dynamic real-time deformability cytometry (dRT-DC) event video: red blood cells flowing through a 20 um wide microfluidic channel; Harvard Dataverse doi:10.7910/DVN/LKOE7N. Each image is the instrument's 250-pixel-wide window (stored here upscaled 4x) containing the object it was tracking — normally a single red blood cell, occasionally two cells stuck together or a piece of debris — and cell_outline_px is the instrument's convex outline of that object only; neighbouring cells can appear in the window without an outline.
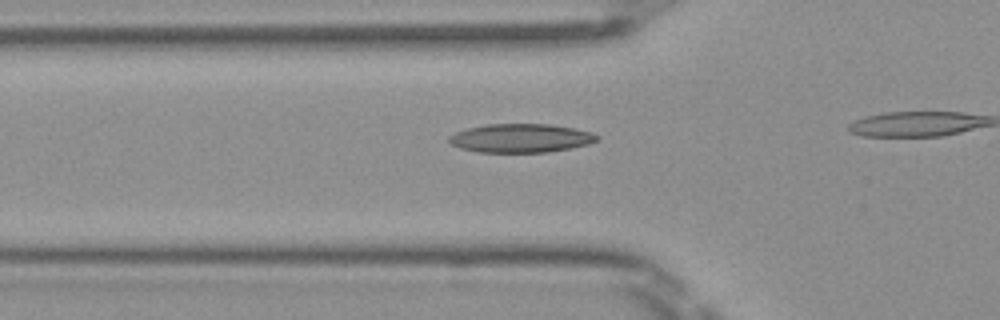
{"species": "Egyptian fruit bat (a non-hibernating species)", "species_latin": "Rousettus aegyptiacus", "temperature_condition": "room temperature", "stored_images_in_passage": 13, "camera_frame_rate_fps": 3000, "um_per_image_px": 0.085, "frame": {"image": 1, "passage_image": 8, "time_ms": 2.333, "image_size_px": [1000, 320], "cell_outline_px": [[600, 140], [588, 144], [572, 148], [548, 152], [476, 152], [460, 148], [452, 144], [448, 140], [448, 136], [456, 132], [468, 128], [484, 124], [548, 124], [572, 128], [592, 132], [600, 136]], "centroid_in_image_um": [44.28, 11.74], "position_along_channel_um": 81.5, "area_um2": 24.85}}
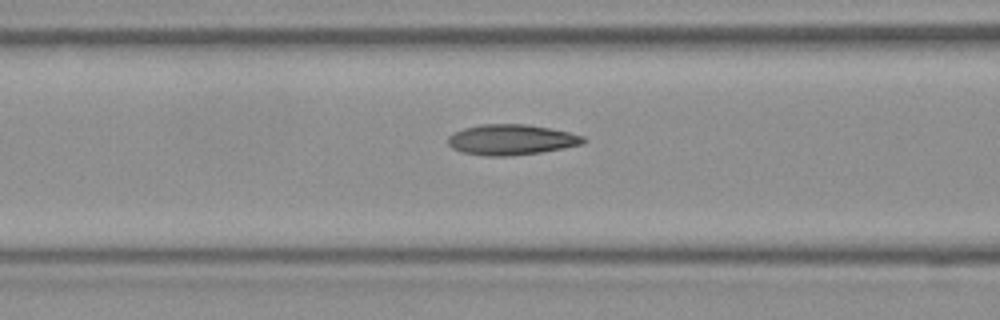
{"frame": {"image": 2, "passage_image": 11, "time_ms": 3.333, "image_size_px": [1000, 320], "cell_outline_px": [[588, 140], [584, 144], [564, 148], [540, 152], [512, 156], [484, 156], [460, 152], [452, 148], [448, 144], [448, 136], [452, 132], [464, 128], [480, 124], [528, 124], [568, 132], [584, 136]], "centroid_in_image_um": [43.44, 11.88], "position_along_channel_um": 123.2, "area_um2": 24.33}}